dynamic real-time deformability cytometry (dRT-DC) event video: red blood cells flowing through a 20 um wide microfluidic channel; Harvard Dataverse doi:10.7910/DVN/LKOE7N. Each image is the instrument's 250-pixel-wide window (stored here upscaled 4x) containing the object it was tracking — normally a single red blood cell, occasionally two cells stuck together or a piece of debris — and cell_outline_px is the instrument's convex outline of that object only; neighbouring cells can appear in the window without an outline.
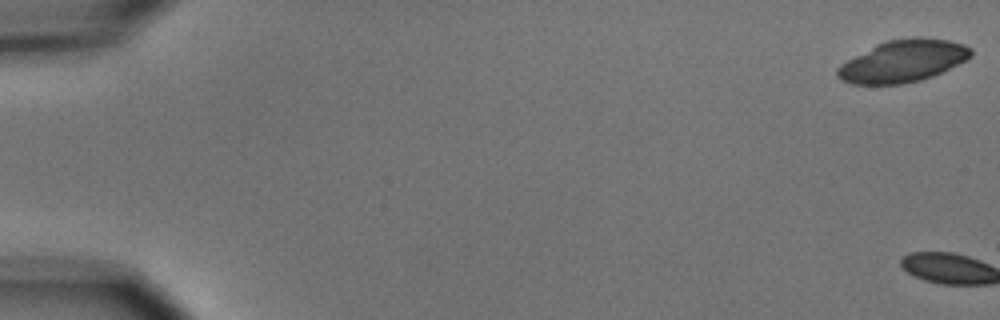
{"species": "common noctule bat (a hibernating species)", "species_latin": "Nyctalus noctula", "temperature_condition": "cold", "stored_images_in_passage": 6, "camera_frame_rate_fps": 3000, "um_per_image_px": 0.085, "animal": {"sex": "male", "body_mass_g": 15.6}, "frame": {"image": 1, "passage_image": 1, "time_ms": 0.0, "image_size_px": [1000, 320], "cell_outline_px": [[972, 56], [968, 60], [932, 76], [920, 80], [904, 84], [852, 84], [840, 80], [836, 76], [836, 68], [840, 64], [876, 44], [888, 40], [912, 36], [916, 36], [948, 40], [964, 44], [972, 48]], "centroid_in_image_um": [76.76, 5.18], "position_along_channel_um": 8.2, "area_um2": 33.0}}